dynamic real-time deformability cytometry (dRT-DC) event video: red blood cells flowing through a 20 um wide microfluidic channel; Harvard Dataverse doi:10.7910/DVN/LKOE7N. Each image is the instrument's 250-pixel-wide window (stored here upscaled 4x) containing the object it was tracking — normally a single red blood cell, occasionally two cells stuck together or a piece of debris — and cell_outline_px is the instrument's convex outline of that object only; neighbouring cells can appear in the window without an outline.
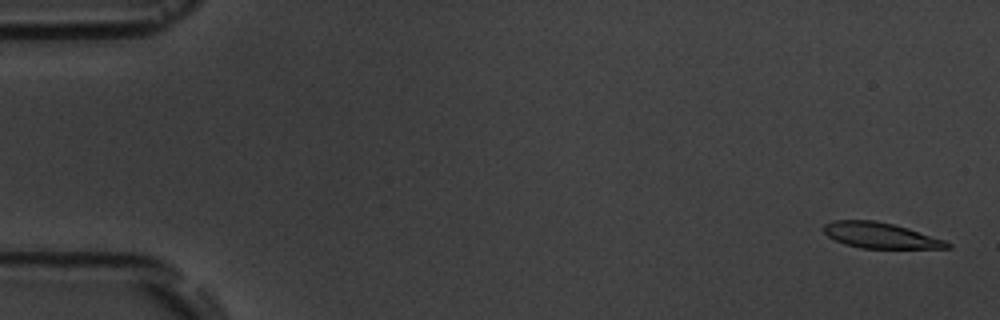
{"species": "common noctule bat (a hibernating species)", "species_latin": "Nyctalus noctula", "temperature_condition": "room temperature", "stored_images_in_passage": 6, "segment_of_instrument_passage": [1, 2], "camera_frame_rate_fps": 3000, "um_per_image_px": 0.085, "animal": {"sex": "male", "body_mass_g": 19.5, "forearm_length_mm": 54.6}, "frame": {"image": 1, "passage_image": 1, "time_ms": 0.0, "image_size_px": [1000, 320], "cell_outline_px": [[952, 248], [860, 248], [844, 244], [828, 236], [824, 232], [824, 224], [832, 220], [876, 220], [908, 228], [944, 240], [952, 244]], "centroid_in_image_um": [74.82, 20.01], "position_along_channel_um": 10.2, "area_um2": 18.38}}